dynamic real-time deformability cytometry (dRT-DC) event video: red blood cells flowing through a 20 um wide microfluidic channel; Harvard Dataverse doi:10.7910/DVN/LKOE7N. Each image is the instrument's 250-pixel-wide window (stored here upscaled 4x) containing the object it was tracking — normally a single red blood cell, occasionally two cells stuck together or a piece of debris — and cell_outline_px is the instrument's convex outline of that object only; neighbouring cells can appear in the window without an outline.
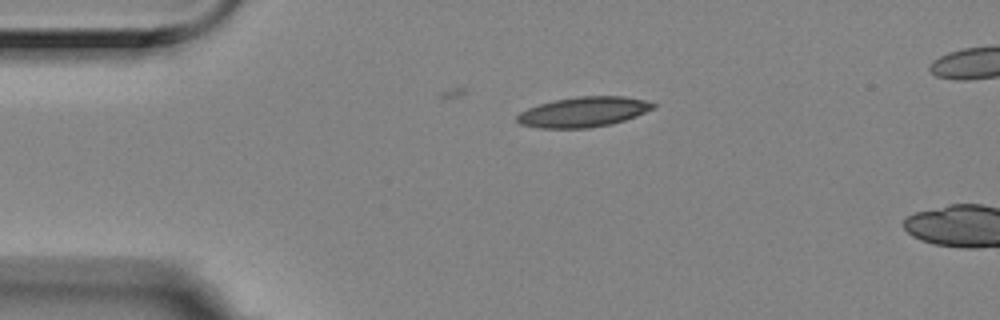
{"species": "Egyptian fruit bat (a non-hibernating species)", "species_latin": "Rousettus aegyptiacus", "temperature_condition": "room temperature", "stored_images_in_passage": 2, "camera_frame_rate_fps": 3000, "um_per_image_px": 0.085, "animal": {"sex": "female"}, "frame": {"image": 1, "passage_image": 1, "time_ms": 0.0, "image_size_px": [1000, 320], "cell_outline_px": [[656, 108], [636, 116], [612, 124], [588, 128], [536, 128], [520, 124], [516, 120], [516, 116], [520, 112], [528, 108], [540, 104], [556, 100], [576, 96], [624, 96], [644, 100], [656, 104]], "centroid_in_image_um": [49.6, 9.52], "position_along_channel_um": 35.4, "area_um2": 23.93}}